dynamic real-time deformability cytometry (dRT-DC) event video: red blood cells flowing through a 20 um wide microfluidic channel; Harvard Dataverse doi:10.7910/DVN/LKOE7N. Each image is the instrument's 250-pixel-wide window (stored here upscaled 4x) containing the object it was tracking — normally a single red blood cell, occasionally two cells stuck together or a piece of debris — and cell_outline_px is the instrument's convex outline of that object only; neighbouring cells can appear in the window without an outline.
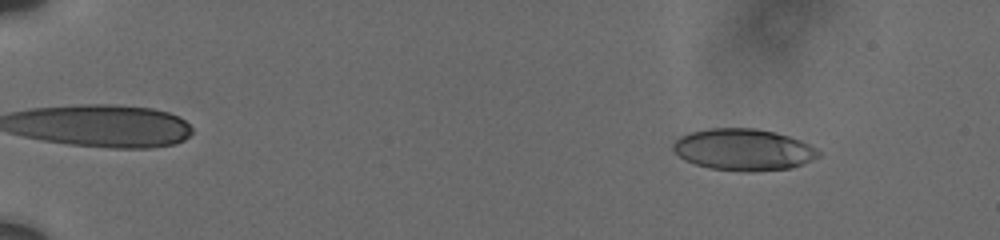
{"species": "human", "species_latin": "Homo sapiens", "temperature_condition": "cold", "stored_images_in_passage": 29, "camera_frame_rate_fps": 3000, "um_per_image_px": 0.085, "donor": {"sex": "male"}, "frame": {"image": 1, "passage_image": 10, "time_ms": 2.0, "image_size_px": [1000, 240], "cell_outline_px": [[820, 156], [804, 164], [792, 168], [752, 172], [744, 172], [712, 168], [696, 164], [684, 160], [672, 148], [672, 144], [680, 136], [692, 132], [708, 128], [756, 128], [776, 132], [800, 140], [808, 144], [820, 152]], "centroid_in_image_um": [63.21, 12.72], "position_along_channel_um": 21.8, "area_um2": 35.32}}
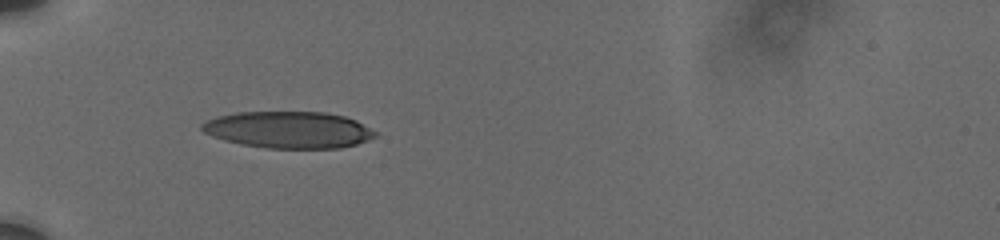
{"frame": {"image": 2, "passage_image": 28, "time_ms": 6.333, "image_size_px": [1000, 240], "cell_outline_px": [[376, 136], [368, 140], [356, 144], [340, 148], [268, 148], [240, 144], [224, 140], [212, 136], [204, 132], [200, 128], [200, 124], [216, 116], [236, 112], [324, 112], [344, 116], [356, 120], [376, 132]], "centroid_in_image_um": [24.5, 11.03], "position_along_channel_um": 60.5, "area_um2": 37.11}}